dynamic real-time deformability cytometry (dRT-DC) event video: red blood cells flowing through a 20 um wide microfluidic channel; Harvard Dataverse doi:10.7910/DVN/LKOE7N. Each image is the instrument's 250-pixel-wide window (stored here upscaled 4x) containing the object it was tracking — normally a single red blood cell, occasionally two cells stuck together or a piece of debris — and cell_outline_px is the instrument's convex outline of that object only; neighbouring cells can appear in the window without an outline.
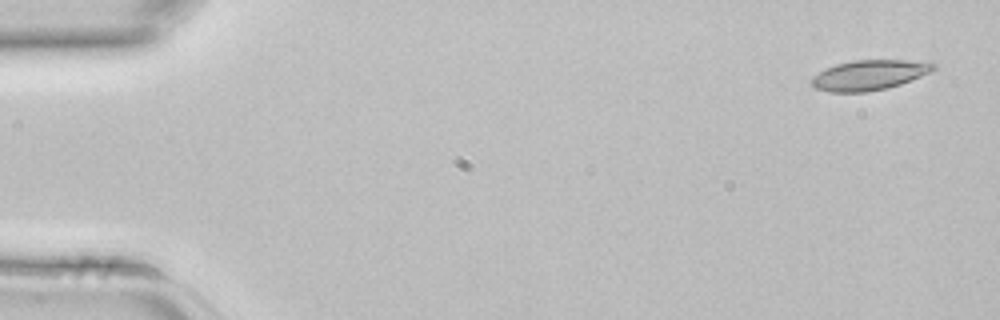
{"species": "common noctule bat (a hibernating species)", "species_latin": "Nyctalus noctula", "temperature_condition": "room temperature", "stored_images_in_passage": 3, "camera_frame_rate_fps": 3000, "um_per_image_px": 0.085, "animal": {"sex": "female", "body_mass_g": 22.7, "forearm_length_mm": 54.2}, "frame": {"image": 1, "passage_image": 1, "time_ms": 0.0, "image_size_px": [1000, 320], "cell_outline_px": [[936, 68], [920, 76], [900, 84], [868, 92], [828, 92], [816, 88], [808, 84], [812, 76], [824, 68], [836, 64], [852, 60], [908, 60], [936, 64]], "centroid_in_image_um": [73.78, 6.38], "position_along_channel_um": 11.2, "area_um2": 21.33}}